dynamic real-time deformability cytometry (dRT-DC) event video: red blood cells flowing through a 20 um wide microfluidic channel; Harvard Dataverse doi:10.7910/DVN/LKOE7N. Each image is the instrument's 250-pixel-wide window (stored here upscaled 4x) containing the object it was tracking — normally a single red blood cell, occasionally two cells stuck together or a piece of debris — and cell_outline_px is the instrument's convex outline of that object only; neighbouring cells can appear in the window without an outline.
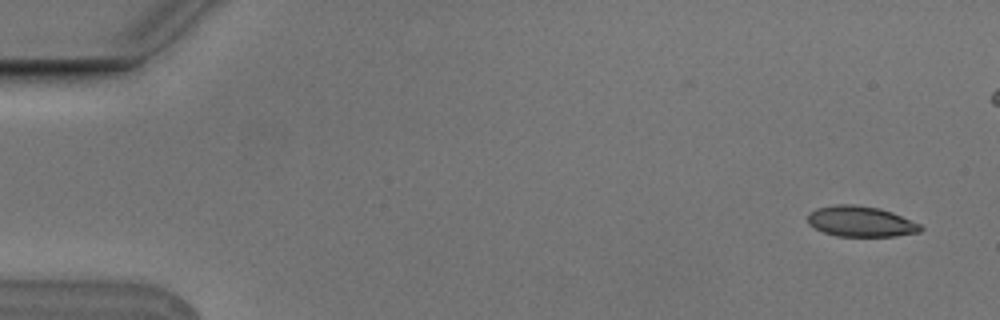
{"species": "Egyptian fruit bat (a non-hibernating species)", "species_latin": "Rousettus aegyptiacus", "temperature_condition": "cold", "stored_images_in_passage": 6, "camera_frame_rate_fps": 3000, "um_per_image_px": 0.085, "animal": {"sex": "male"}, "frame": {"image": 1, "passage_image": 1, "time_ms": 0.0, "image_size_px": [1000, 320], "cell_outline_px": [[924, 228], [920, 232], [896, 236], [836, 236], [824, 232], [808, 224], [808, 212], [816, 208], [836, 204], [856, 204], [880, 208], [892, 212], [920, 224]], "centroid_in_image_um": [73.16, 18.81], "position_along_channel_um": 11.8, "area_um2": 20.23}}